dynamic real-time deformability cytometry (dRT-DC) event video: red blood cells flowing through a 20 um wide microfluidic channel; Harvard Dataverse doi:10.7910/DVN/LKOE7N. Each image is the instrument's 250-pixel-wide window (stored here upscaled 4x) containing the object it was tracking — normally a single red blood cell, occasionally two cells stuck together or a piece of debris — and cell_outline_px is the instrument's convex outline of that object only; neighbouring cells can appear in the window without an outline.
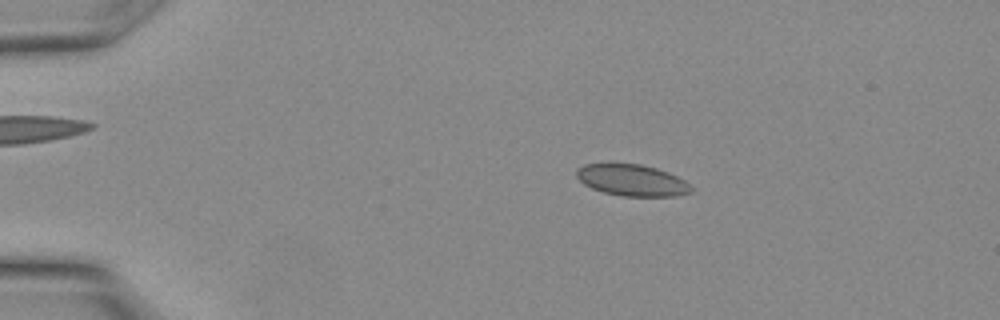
{"species": "Egyptian fruit bat (a non-hibernating species)", "species_latin": "Rousettus aegyptiacus", "temperature_condition": "warm", "stored_images_in_passage": 26, "camera_frame_rate_fps": 3000, "um_per_image_px": 0.085, "animal": {"sex": "female"}, "frame": {"image": 1, "passage_image": 2, "time_ms": 0.333, "image_size_px": [1000, 320], "cell_outline_px": [[692, 192], [676, 196], [620, 196], [604, 192], [592, 188], [584, 184], [576, 176], [576, 172], [584, 164], [608, 160], [640, 164], [656, 168], [668, 172], [684, 180], [692, 188]], "centroid_in_image_um": [53.66, 15.27], "position_along_channel_um": 31.3, "area_um2": 21.62}}
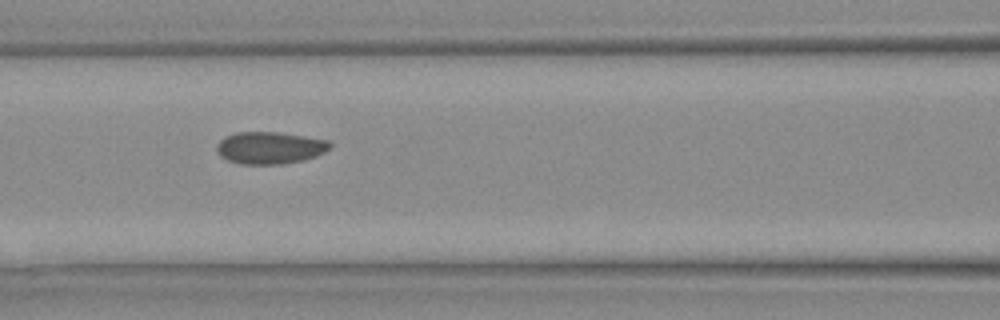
{"frame": {"image": 2, "passage_image": 10, "time_ms": 3.0, "image_size_px": [1000, 320], "cell_outline_px": [[332, 144], [324, 152], [316, 156], [304, 160], [280, 164], [240, 164], [228, 160], [220, 156], [216, 148], [216, 144], [224, 136], [236, 132], [276, 132], [328, 140]], "centroid_in_image_um": [22.9, 12.56], "position_along_channel_um": 143.7, "area_um2": 21.15}}
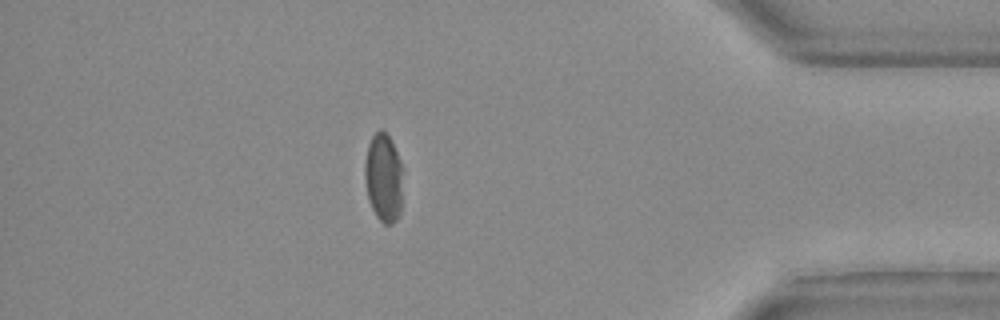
{"frame": {"image": 3, "passage_image": 23, "time_ms": 7.333, "image_size_px": [1000, 320], "cell_outline_px": [[404, 168], [400, 212], [396, 220], [392, 224], [384, 224], [376, 216], [368, 200], [364, 180], [364, 164], [368, 144], [372, 136], [380, 128], [388, 136]], "centroid_in_image_um": [32.6, 15.12], "position_along_channel_um": 402.6, "area_um2": 20.0}}